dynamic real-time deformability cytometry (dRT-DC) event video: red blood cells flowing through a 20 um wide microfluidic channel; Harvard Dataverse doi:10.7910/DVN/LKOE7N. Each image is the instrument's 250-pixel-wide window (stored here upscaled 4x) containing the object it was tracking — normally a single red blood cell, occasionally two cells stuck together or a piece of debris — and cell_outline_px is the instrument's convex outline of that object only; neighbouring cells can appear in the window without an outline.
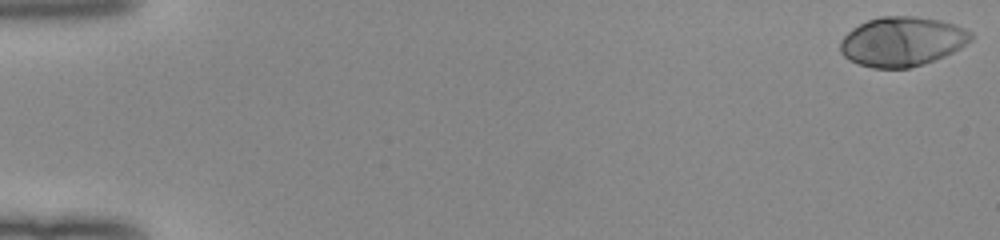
{"species": "human", "species_latin": "Homo sapiens", "temperature_condition": "room temperature", "stored_images_in_passage": 52, "camera_frame_rate_fps": 3000, "um_per_image_px": 0.085, "donor": {"sex": "female"}, "frame": {"image": 1, "passage_image": 1, "time_ms": 0.0, "image_size_px": [1000, 240], "cell_outline_px": [[972, 40], [960, 48], [944, 56], [924, 64], [908, 68], [872, 68], [848, 60], [840, 52], [840, 40], [852, 28], [868, 20], [880, 16], [916, 16], [940, 20], [964, 28], [972, 32]], "centroid_in_image_um": [76.67, 3.53], "position_along_channel_um": 8.3, "area_um2": 37.69}}
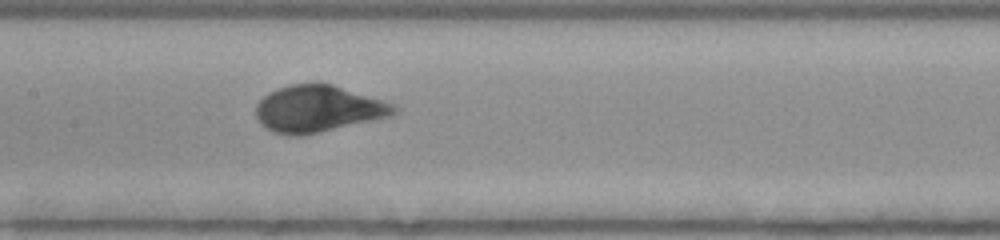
{"frame": {"image": 2, "passage_image": 27, "time_ms": 8.667, "image_size_px": [1000, 240], "cell_outline_px": [[400, 112], [392, 116], [300, 136], [288, 136], [272, 132], [260, 124], [256, 116], [256, 104], [268, 92], [292, 84], [332, 84], [396, 104], [400, 108]], "centroid_in_image_um": [27.06, 9.26], "position_along_channel_um": 180.3, "area_um2": 37.63}}
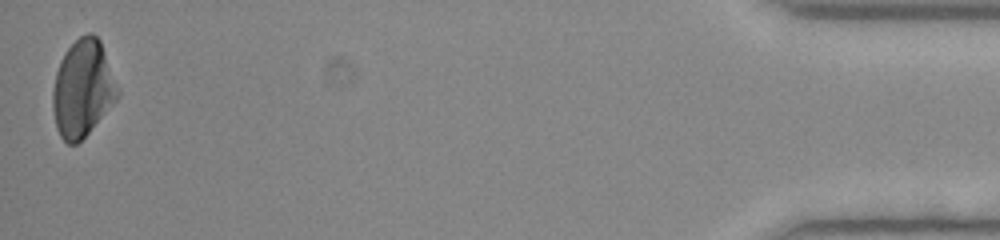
{"frame": {"image": 3, "passage_image": 52, "time_ms": 17.0, "image_size_px": [1000, 240], "cell_outline_px": [[120, 96], [88, 132], [76, 144], [68, 144], [60, 136], [56, 128], [52, 108], [52, 92], [56, 72], [60, 60], [64, 52], [80, 36], [88, 32], [92, 32], [100, 40], [120, 92]], "centroid_in_image_um": [7.01, 7.51], "position_along_channel_um": 428.2, "area_um2": 36.47}, "authors_computed_cell_mechanics": {"area_um2": 36.4718, "velocity_mm_per_s": 3.984, "shape_relaxation_time_tau1_ms": 3.2008, "shape_relaxation_time_tau2_ms": null, "deformation_change_tau1": 0.1888, "deformation_change_tau2": null}}